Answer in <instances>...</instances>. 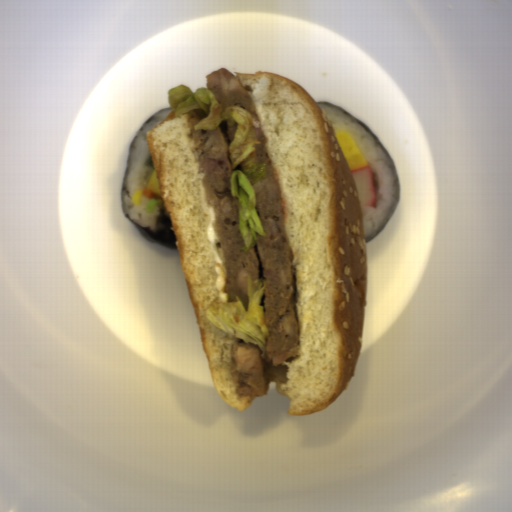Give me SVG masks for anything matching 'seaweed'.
I'll use <instances>...</instances> for the list:
<instances>
[{
	"mask_svg": "<svg viewBox=\"0 0 512 512\" xmlns=\"http://www.w3.org/2000/svg\"><path fill=\"white\" fill-rule=\"evenodd\" d=\"M124 215L132 222V224L135 226L138 232L147 241L178 251L177 246L175 244L177 240L174 231L171 229L172 224L168 212L157 220L156 225L153 229H148L143 226H140L131 217H129L126 214Z\"/></svg>",
	"mask_w": 512,
	"mask_h": 512,
	"instance_id": "1faa68ee",
	"label": "seaweed"
},
{
	"mask_svg": "<svg viewBox=\"0 0 512 512\" xmlns=\"http://www.w3.org/2000/svg\"><path fill=\"white\" fill-rule=\"evenodd\" d=\"M316 103H318L319 105H327V106H333L335 107L336 109L340 110L341 112H343L344 114H346L347 116H349L351 119H353L355 122H357L361 127H363L368 133H370L374 139L377 141V143L379 144V146L382 148V150L384 151V153L387 155V157L389 158V160L392 162L393 166H394V170H395V174H396V178H397V182H398V188H399V193H398V197H397V201H396V205L393 209V212L390 216V218L388 219V221L385 223V225L382 227V229L379 231V233L374 236L373 238H371L370 240L366 241V243H369L370 241H372L373 239H375L376 237H378L379 235H381L383 233V231L385 230V228L388 226V224L390 223L393 215H394V212L398 206V202H399V198H400V194H401V178H400V175H399V172L397 170V167H396V164L394 162V160L392 159V157L390 156L389 152L387 151V149L385 148V146L382 144V142L377 138V136L373 133V131L368 128L365 124H363L360 120H358L355 116H353L350 112H348L347 110L333 104V103H328V102H323V101H317Z\"/></svg>",
	"mask_w": 512,
	"mask_h": 512,
	"instance_id": "45ffbabd",
	"label": "seaweed"
}]
</instances>
